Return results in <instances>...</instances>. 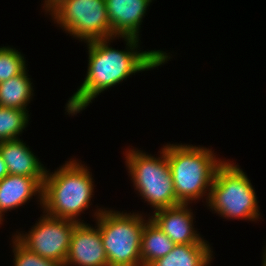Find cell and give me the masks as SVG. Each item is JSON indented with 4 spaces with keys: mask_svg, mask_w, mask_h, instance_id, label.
<instances>
[{
    "mask_svg": "<svg viewBox=\"0 0 266 266\" xmlns=\"http://www.w3.org/2000/svg\"><path fill=\"white\" fill-rule=\"evenodd\" d=\"M147 153L134 147H127L125 151V165L135 190L153 208L152 211L180 205L166 157V145L160 149L159 157Z\"/></svg>",
    "mask_w": 266,
    "mask_h": 266,
    "instance_id": "cell-6",
    "label": "cell"
},
{
    "mask_svg": "<svg viewBox=\"0 0 266 266\" xmlns=\"http://www.w3.org/2000/svg\"><path fill=\"white\" fill-rule=\"evenodd\" d=\"M266 247V246H265ZM263 255H262V266H266V248L263 250Z\"/></svg>",
    "mask_w": 266,
    "mask_h": 266,
    "instance_id": "cell-21",
    "label": "cell"
},
{
    "mask_svg": "<svg viewBox=\"0 0 266 266\" xmlns=\"http://www.w3.org/2000/svg\"><path fill=\"white\" fill-rule=\"evenodd\" d=\"M214 150L192 144H166L176 199L180 204L208 201L217 168L225 161Z\"/></svg>",
    "mask_w": 266,
    "mask_h": 266,
    "instance_id": "cell-3",
    "label": "cell"
},
{
    "mask_svg": "<svg viewBox=\"0 0 266 266\" xmlns=\"http://www.w3.org/2000/svg\"><path fill=\"white\" fill-rule=\"evenodd\" d=\"M235 164L228 159L217 168L206 206L223 219L257 221L261 215L255 188Z\"/></svg>",
    "mask_w": 266,
    "mask_h": 266,
    "instance_id": "cell-4",
    "label": "cell"
},
{
    "mask_svg": "<svg viewBox=\"0 0 266 266\" xmlns=\"http://www.w3.org/2000/svg\"><path fill=\"white\" fill-rule=\"evenodd\" d=\"M31 230L16 231L14 237L30 252L64 265L76 222L51 217L43 212Z\"/></svg>",
    "mask_w": 266,
    "mask_h": 266,
    "instance_id": "cell-8",
    "label": "cell"
},
{
    "mask_svg": "<svg viewBox=\"0 0 266 266\" xmlns=\"http://www.w3.org/2000/svg\"><path fill=\"white\" fill-rule=\"evenodd\" d=\"M210 244L175 245L166 256L149 266H211L213 251Z\"/></svg>",
    "mask_w": 266,
    "mask_h": 266,
    "instance_id": "cell-14",
    "label": "cell"
},
{
    "mask_svg": "<svg viewBox=\"0 0 266 266\" xmlns=\"http://www.w3.org/2000/svg\"><path fill=\"white\" fill-rule=\"evenodd\" d=\"M44 178L8 174L0 180V216L2 219H4L5 212L18 209L36 195L38 204L42 208Z\"/></svg>",
    "mask_w": 266,
    "mask_h": 266,
    "instance_id": "cell-12",
    "label": "cell"
},
{
    "mask_svg": "<svg viewBox=\"0 0 266 266\" xmlns=\"http://www.w3.org/2000/svg\"><path fill=\"white\" fill-rule=\"evenodd\" d=\"M11 240L14 266H64L55 260L43 258L36 253L30 252L14 236H12Z\"/></svg>",
    "mask_w": 266,
    "mask_h": 266,
    "instance_id": "cell-19",
    "label": "cell"
},
{
    "mask_svg": "<svg viewBox=\"0 0 266 266\" xmlns=\"http://www.w3.org/2000/svg\"><path fill=\"white\" fill-rule=\"evenodd\" d=\"M114 37L140 38V29L147 9L153 0H105Z\"/></svg>",
    "mask_w": 266,
    "mask_h": 266,
    "instance_id": "cell-11",
    "label": "cell"
},
{
    "mask_svg": "<svg viewBox=\"0 0 266 266\" xmlns=\"http://www.w3.org/2000/svg\"><path fill=\"white\" fill-rule=\"evenodd\" d=\"M27 68L19 75L0 83V106L26 110L33 99L34 86Z\"/></svg>",
    "mask_w": 266,
    "mask_h": 266,
    "instance_id": "cell-15",
    "label": "cell"
},
{
    "mask_svg": "<svg viewBox=\"0 0 266 266\" xmlns=\"http://www.w3.org/2000/svg\"><path fill=\"white\" fill-rule=\"evenodd\" d=\"M2 223H3V219H2V217L0 216V225H2Z\"/></svg>",
    "mask_w": 266,
    "mask_h": 266,
    "instance_id": "cell-22",
    "label": "cell"
},
{
    "mask_svg": "<svg viewBox=\"0 0 266 266\" xmlns=\"http://www.w3.org/2000/svg\"><path fill=\"white\" fill-rule=\"evenodd\" d=\"M174 246V242L148 216L140 245L141 266H149L166 256Z\"/></svg>",
    "mask_w": 266,
    "mask_h": 266,
    "instance_id": "cell-16",
    "label": "cell"
},
{
    "mask_svg": "<svg viewBox=\"0 0 266 266\" xmlns=\"http://www.w3.org/2000/svg\"><path fill=\"white\" fill-rule=\"evenodd\" d=\"M22 139L0 142V152L9 174L45 177L47 168Z\"/></svg>",
    "mask_w": 266,
    "mask_h": 266,
    "instance_id": "cell-13",
    "label": "cell"
},
{
    "mask_svg": "<svg viewBox=\"0 0 266 266\" xmlns=\"http://www.w3.org/2000/svg\"><path fill=\"white\" fill-rule=\"evenodd\" d=\"M120 38L125 41V50L110 46L112 40L119 39V37L86 42L87 73L83 83L70 96L65 105V111L69 116L77 115L85 110L100 93L122 83L130 75L156 69L171 59L169 53L162 50H139L141 44L139 38Z\"/></svg>",
    "mask_w": 266,
    "mask_h": 266,
    "instance_id": "cell-1",
    "label": "cell"
},
{
    "mask_svg": "<svg viewBox=\"0 0 266 266\" xmlns=\"http://www.w3.org/2000/svg\"><path fill=\"white\" fill-rule=\"evenodd\" d=\"M9 174L7 166L3 160L2 154L0 152V180Z\"/></svg>",
    "mask_w": 266,
    "mask_h": 266,
    "instance_id": "cell-20",
    "label": "cell"
},
{
    "mask_svg": "<svg viewBox=\"0 0 266 266\" xmlns=\"http://www.w3.org/2000/svg\"><path fill=\"white\" fill-rule=\"evenodd\" d=\"M29 116V111L0 106V142L20 139Z\"/></svg>",
    "mask_w": 266,
    "mask_h": 266,
    "instance_id": "cell-17",
    "label": "cell"
},
{
    "mask_svg": "<svg viewBox=\"0 0 266 266\" xmlns=\"http://www.w3.org/2000/svg\"><path fill=\"white\" fill-rule=\"evenodd\" d=\"M190 204H180L171 208L153 211L149 217L175 245L209 244L195 229L193 210Z\"/></svg>",
    "mask_w": 266,
    "mask_h": 266,
    "instance_id": "cell-10",
    "label": "cell"
},
{
    "mask_svg": "<svg viewBox=\"0 0 266 266\" xmlns=\"http://www.w3.org/2000/svg\"><path fill=\"white\" fill-rule=\"evenodd\" d=\"M64 266H109L97 225H75Z\"/></svg>",
    "mask_w": 266,
    "mask_h": 266,
    "instance_id": "cell-9",
    "label": "cell"
},
{
    "mask_svg": "<svg viewBox=\"0 0 266 266\" xmlns=\"http://www.w3.org/2000/svg\"><path fill=\"white\" fill-rule=\"evenodd\" d=\"M26 66L21 52L10 46L0 47V83L21 74Z\"/></svg>",
    "mask_w": 266,
    "mask_h": 266,
    "instance_id": "cell-18",
    "label": "cell"
},
{
    "mask_svg": "<svg viewBox=\"0 0 266 266\" xmlns=\"http://www.w3.org/2000/svg\"><path fill=\"white\" fill-rule=\"evenodd\" d=\"M108 209L101 207L93 212L108 265L141 266L140 245L146 217Z\"/></svg>",
    "mask_w": 266,
    "mask_h": 266,
    "instance_id": "cell-5",
    "label": "cell"
},
{
    "mask_svg": "<svg viewBox=\"0 0 266 266\" xmlns=\"http://www.w3.org/2000/svg\"><path fill=\"white\" fill-rule=\"evenodd\" d=\"M65 162L54 172L47 170L41 209L51 217L84 223L79 217L92 205L94 179L89 167L76 158Z\"/></svg>",
    "mask_w": 266,
    "mask_h": 266,
    "instance_id": "cell-2",
    "label": "cell"
},
{
    "mask_svg": "<svg viewBox=\"0 0 266 266\" xmlns=\"http://www.w3.org/2000/svg\"><path fill=\"white\" fill-rule=\"evenodd\" d=\"M47 13L60 29L81 42L114 38L105 0H57Z\"/></svg>",
    "mask_w": 266,
    "mask_h": 266,
    "instance_id": "cell-7",
    "label": "cell"
}]
</instances>
